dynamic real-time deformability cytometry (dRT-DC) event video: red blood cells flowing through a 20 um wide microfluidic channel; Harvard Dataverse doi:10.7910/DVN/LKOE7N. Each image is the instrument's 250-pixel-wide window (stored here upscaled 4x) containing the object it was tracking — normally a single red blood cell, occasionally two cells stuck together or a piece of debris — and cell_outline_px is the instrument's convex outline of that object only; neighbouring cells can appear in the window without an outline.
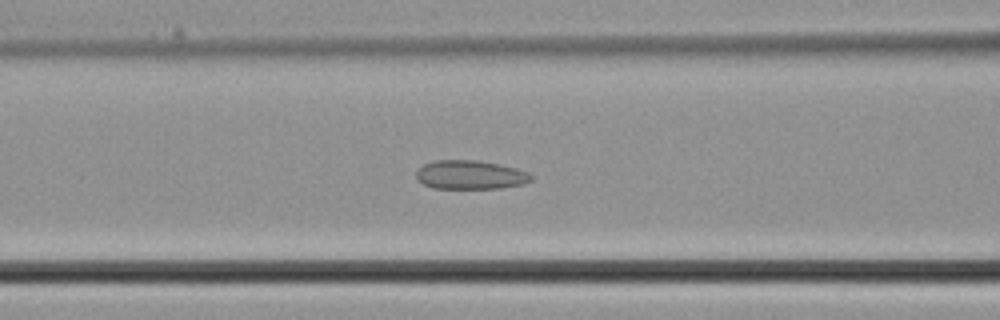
{"species": "common noctule bat (a hibernating species)", "species_latin": "Nyctalus noctula", "temperature_condition": "cold", "stored_images_in_passage": 39, "camera_frame_rate_fps": 3000, "um_per_image_px": 0.085, "animal": {"sex": "male", "body_mass_g": 21.5, "forearm_length_mm": 52.0}, "frame": {"image": 1, "passage_image": 15, "time_ms": 4.667, "image_size_px": [1000, 320], "cell_outline_px": [[532, 180], [524, 184], [500, 188], [432, 188], [416, 180], [416, 172], [424, 164], [436, 160], [476, 160], [500, 164], [516, 168], [528, 172], [532, 176]], "centroid_in_image_um": [39.98, 14.86], "position_along_channel_um": 126.6, "area_um2": 19.36}}
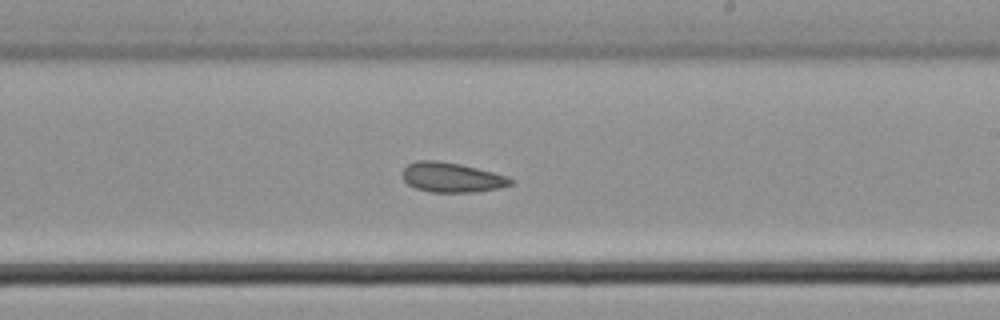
{"frame": {"image": 2, "passage_image": 22, "time_ms": 7.0, "image_size_px": [1000, 320], "cell_outline_px": [[516, 180], [512, 184], [500, 188], [472, 192], [432, 192], [416, 188], [408, 184], [400, 176], [400, 172], [408, 164], [416, 160], [436, 160], [460, 164], [508, 176]], "centroid_in_image_um": [38.38, 15.07], "position_along_channel_um": 250.6, "area_um2": 18.9}}
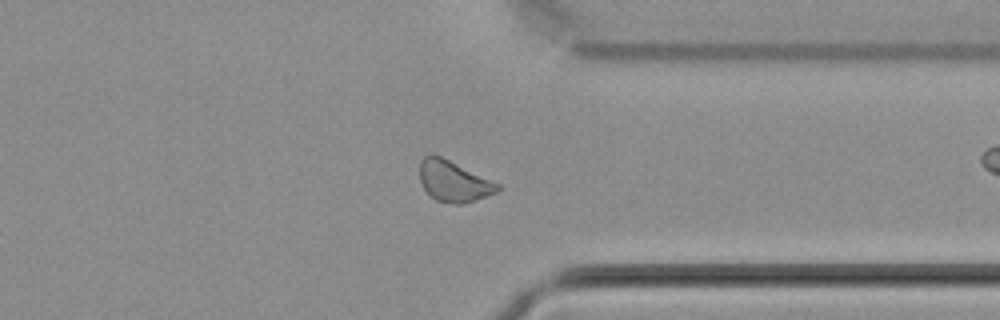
{"frame": {"image": 3, "passage_image": 29, "time_ms": 9.333, "image_size_px": [1000, 320], "cell_outline_px": [[500, 188], [496, 192], [464, 204], [452, 204], [436, 200], [424, 188], [420, 180], [420, 160], [424, 156], [432, 152], [500, 184]], "centroid_in_image_um": [38.53, 15.39], "position_along_channel_um": 372.9, "area_um2": 18.44}}